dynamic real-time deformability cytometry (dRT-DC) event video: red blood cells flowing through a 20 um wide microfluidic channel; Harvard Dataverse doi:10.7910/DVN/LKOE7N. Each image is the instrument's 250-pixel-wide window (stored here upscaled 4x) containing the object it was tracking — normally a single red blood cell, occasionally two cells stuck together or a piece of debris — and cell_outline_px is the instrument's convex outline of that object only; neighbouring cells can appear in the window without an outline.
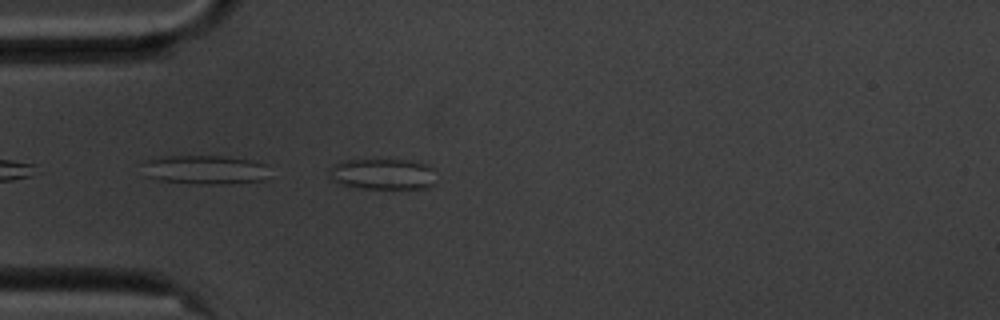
{"species": "common noctule bat (a hibernating species)", "species_latin": "Nyctalus noctula", "temperature_condition": "cold", "stored_images_in_passage": 3, "camera_frame_rate_fps": 3000, "um_per_image_px": 0.085, "animal": {"sex": "male", "body_mass_g": 20.1, "forearm_length_mm": 53.5}, "frame": {"image": 1, "passage_image": 3, "time_ms": 0.667, "image_size_px": [1000, 320], "cell_outline_px": [[436, 184], [428, 188], [360, 188], [344, 184], [332, 180], [328, 176], [332, 164], [340, 160], [408, 160], [424, 164], [432, 168]], "centroid_in_image_um": [32.52, 14.79], "position_along_channel_um": 52.5, "area_um2": 19.25}}